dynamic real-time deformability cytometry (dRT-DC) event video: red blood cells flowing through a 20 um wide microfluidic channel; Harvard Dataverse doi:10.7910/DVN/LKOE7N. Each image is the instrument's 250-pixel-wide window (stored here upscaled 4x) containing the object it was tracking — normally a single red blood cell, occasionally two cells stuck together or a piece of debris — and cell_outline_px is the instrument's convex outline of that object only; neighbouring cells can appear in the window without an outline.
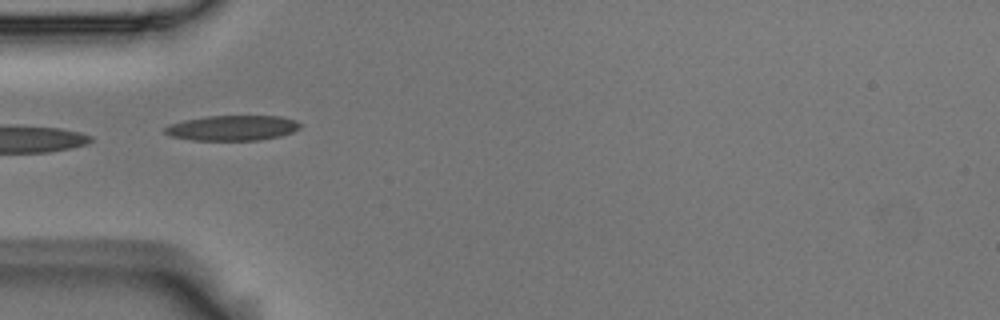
{"species": "Egyptian fruit bat (a non-hibernating species)", "species_latin": "Rousettus aegyptiacus", "temperature_condition": "room temperature", "stored_images_in_passage": 5, "camera_frame_rate_fps": 3000, "um_per_image_px": 0.085, "animal": {"sex": "male"}, "frame": {"image": 1, "passage_image": 5, "time_ms": 1.333, "image_size_px": [1000, 320], "cell_outline_px": [[304, 124], [300, 128], [292, 132], [280, 136], [260, 140], [192, 140], [172, 136], [164, 132], [164, 128], [168, 124], [184, 120], [208, 116], [280, 116], [296, 120]], "centroid_in_image_um": [19.79, 10.87], "position_along_channel_um": 65.2, "area_um2": 19.94}}